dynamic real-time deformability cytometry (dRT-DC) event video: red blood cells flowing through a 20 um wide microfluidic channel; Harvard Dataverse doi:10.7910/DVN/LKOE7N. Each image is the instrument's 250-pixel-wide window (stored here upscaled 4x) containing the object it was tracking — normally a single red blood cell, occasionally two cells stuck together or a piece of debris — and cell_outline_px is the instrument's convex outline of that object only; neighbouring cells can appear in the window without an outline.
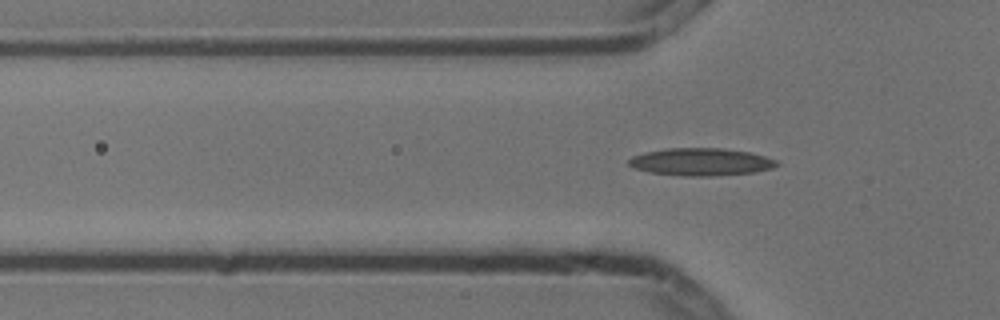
{"species": "common noctule bat (a hibernating species)", "species_latin": "Nyctalus noctula", "temperature_condition": "cold", "stored_images_in_passage": 5, "camera_frame_rate_fps": 3000, "um_per_image_px": 0.085, "animal": {"sex": "male", "body_mass_g": 13.3}, "frame": {"image": 1, "passage_image": 2, "time_ms": 0.333, "image_size_px": [1000, 320], "cell_outline_px": [[780, 164], [772, 168], [756, 172], [708, 176], [684, 176], [648, 172], [636, 168], [628, 164], [628, 160], [632, 156], [648, 152], [668, 148], [720, 148], [748, 152], [764, 156], [776, 160]], "centroid_in_image_um": [59.59, 13.76], "position_along_channel_um": 66.2, "area_um2": 23.52}}
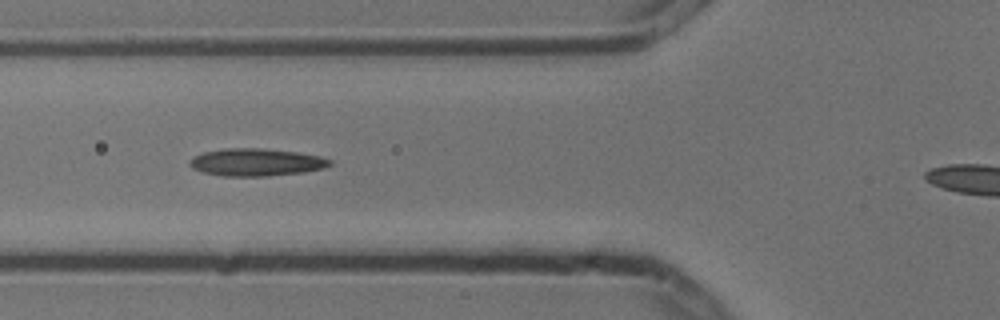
{"frame": {"image": 2, "passage_image": 3, "time_ms": 0.667, "image_size_px": [1000, 320], "cell_outline_px": [[332, 164], [324, 168], [304, 172], [268, 176], [224, 176], [204, 172], [192, 168], [188, 164], [196, 156], [204, 152], [224, 148], [260, 148], [296, 152], [320, 156], [332, 160]], "centroid_in_image_um": [21.81, 13.79], "position_along_channel_um": 104.0, "area_um2": 22.31}}
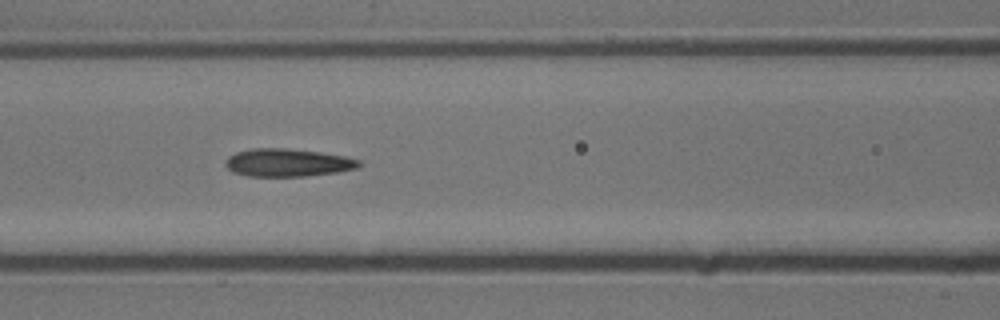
{"frame": {"image": 3, "passage_image": 4, "time_ms": 1.0, "image_size_px": [1000, 320], "cell_outline_px": [[360, 164], [356, 168], [336, 172], [304, 176], [248, 176], [232, 172], [224, 164], [228, 156], [236, 152], [252, 148], [284, 148], [320, 152], [344, 156], [360, 160]], "centroid_in_image_um": [24.4, 13.82], "position_along_channel_um": 142.2, "area_um2": 21.56}}